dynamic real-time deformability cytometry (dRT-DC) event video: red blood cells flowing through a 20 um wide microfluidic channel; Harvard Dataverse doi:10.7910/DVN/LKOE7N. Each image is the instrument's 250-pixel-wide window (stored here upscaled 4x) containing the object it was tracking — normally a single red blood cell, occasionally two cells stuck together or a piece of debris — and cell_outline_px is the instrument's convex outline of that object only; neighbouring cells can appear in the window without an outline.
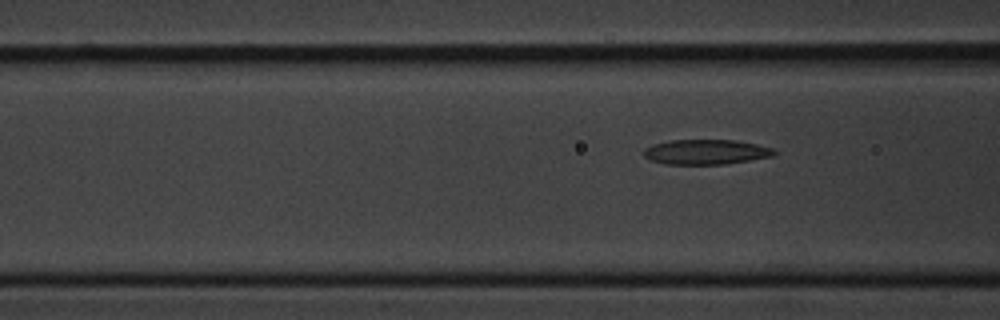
{"species": "common noctule bat (a hibernating species)", "species_latin": "Nyctalus noctula", "temperature_condition": "cold", "stored_images_in_passage": 7, "segment_of_instrument_passage": [2, 2], "camera_frame_rate_fps": 3000, "um_per_image_px": 0.085, "animal": {"sex": "male", "body_mass_g": 20.1, "forearm_length_mm": 53.5}, "frame": {"image": 1, "passage_image": 7, "time_ms": 7.333, "image_size_px": [1000, 320], "cell_outline_px": [[776, 156], [728, 164], [664, 164], [648, 160], [644, 156], [644, 148], [652, 144], [668, 140], [736, 140], [756, 144], [772, 148], [776, 152]], "centroid_in_image_um": [60.0, 12.92], "position_along_channel_um": 106.6, "area_um2": 19.25}}